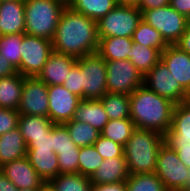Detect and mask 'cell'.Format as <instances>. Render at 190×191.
<instances>
[{
	"label": "cell",
	"instance_id": "16",
	"mask_svg": "<svg viewBox=\"0 0 190 191\" xmlns=\"http://www.w3.org/2000/svg\"><path fill=\"white\" fill-rule=\"evenodd\" d=\"M76 63L77 59L74 57L52 52L37 77L47 86L63 85Z\"/></svg>",
	"mask_w": 190,
	"mask_h": 191
},
{
	"label": "cell",
	"instance_id": "49",
	"mask_svg": "<svg viewBox=\"0 0 190 191\" xmlns=\"http://www.w3.org/2000/svg\"><path fill=\"white\" fill-rule=\"evenodd\" d=\"M117 4L119 5H130V6H136L138 0H116Z\"/></svg>",
	"mask_w": 190,
	"mask_h": 191
},
{
	"label": "cell",
	"instance_id": "35",
	"mask_svg": "<svg viewBox=\"0 0 190 191\" xmlns=\"http://www.w3.org/2000/svg\"><path fill=\"white\" fill-rule=\"evenodd\" d=\"M78 159V173L89 178L104 160L94 145L80 147Z\"/></svg>",
	"mask_w": 190,
	"mask_h": 191
},
{
	"label": "cell",
	"instance_id": "43",
	"mask_svg": "<svg viewBox=\"0 0 190 191\" xmlns=\"http://www.w3.org/2000/svg\"><path fill=\"white\" fill-rule=\"evenodd\" d=\"M170 0H138L136 7L143 13L148 9H156L169 5Z\"/></svg>",
	"mask_w": 190,
	"mask_h": 191
},
{
	"label": "cell",
	"instance_id": "36",
	"mask_svg": "<svg viewBox=\"0 0 190 191\" xmlns=\"http://www.w3.org/2000/svg\"><path fill=\"white\" fill-rule=\"evenodd\" d=\"M80 148H73V150L57 151V159L59 171L61 174L78 173V157Z\"/></svg>",
	"mask_w": 190,
	"mask_h": 191
},
{
	"label": "cell",
	"instance_id": "52",
	"mask_svg": "<svg viewBox=\"0 0 190 191\" xmlns=\"http://www.w3.org/2000/svg\"><path fill=\"white\" fill-rule=\"evenodd\" d=\"M2 172V165L0 164V173Z\"/></svg>",
	"mask_w": 190,
	"mask_h": 191
},
{
	"label": "cell",
	"instance_id": "29",
	"mask_svg": "<svg viewBox=\"0 0 190 191\" xmlns=\"http://www.w3.org/2000/svg\"><path fill=\"white\" fill-rule=\"evenodd\" d=\"M63 125L67 128L71 140L78 147L93 145L101 135L99 130L81 121L72 119L65 122Z\"/></svg>",
	"mask_w": 190,
	"mask_h": 191
},
{
	"label": "cell",
	"instance_id": "45",
	"mask_svg": "<svg viewBox=\"0 0 190 191\" xmlns=\"http://www.w3.org/2000/svg\"><path fill=\"white\" fill-rule=\"evenodd\" d=\"M91 191H126L125 181L111 184L92 185Z\"/></svg>",
	"mask_w": 190,
	"mask_h": 191
},
{
	"label": "cell",
	"instance_id": "4",
	"mask_svg": "<svg viewBox=\"0 0 190 191\" xmlns=\"http://www.w3.org/2000/svg\"><path fill=\"white\" fill-rule=\"evenodd\" d=\"M25 34L53 40L65 0H24Z\"/></svg>",
	"mask_w": 190,
	"mask_h": 191
},
{
	"label": "cell",
	"instance_id": "20",
	"mask_svg": "<svg viewBox=\"0 0 190 191\" xmlns=\"http://www.w3.org/2000/svg\"><path fill=\"white\" fill-rule=\"evenodd\" d=\"M73 120L87 123L101 132L109 118L100 99H82L78 104Z\"/></svg>",
	"mask_w": 190,
	"mask_h": 191
},
{
	"label": "cell",
	"instance_id": "25",
	"mask_svg": "<svg viewBox=\"0 0 190 191\" xmlns=\"http://www.w3.org/2000/svg\"><path fill=\"white\" fill-rule=\"evenodd\" d=\"M54 125L55 123L48 117L35 115H20L18 120V128L27 146L30 144V138L45 136V133H49Z\"/></svg>",
	"mask_w": 190,
	"mask_h": 191
},
{
	"label": "cell",
	"instance_id": "50",
	"mask_svg": "<svg viewBox=\"0 0 190 191\" xmlns=\"http://www.w3.org/2000/svg\"><path fill=\"white\" fill-rule=\"evenodd\" d=\"M39 191H55L49 183H45Z\"/></svg>",
	"mask_w": 190,
	"mask_h": 191
},
{
	"label": "cell",
	"instance_id": "18",
	"mask_svg": "<svg viewBox=\"0 0 190 191\" xmlns=\"http://www.w3.org/2000/svg\"><path fill=\"white\" fill-rule=\"evenodd\" d=\"M25 33L24 0L0 2V36Z\"/></svg>",
	"mask_w": 190,
	"mask_h": 191
},
{
	"label": "cell",
	"instance_id": "31",
	"mask_svg": "<svg viewBox=\"0 0 190 191\" xmlns=\"http://www.w3.org/2000/svg\"><path fill=\"white\" fill-rule=\"evenodd\" d=\"M48 183L55 191H91L92 188L89 177H85L80 173H60Z\"/></svg>",
	"mask_w": 190,
	"mask_h": 191
},
{
	"label": "cell",
	"instance_id": "22",
	"mask_svg": "<svg viewBox=\"0 0 190 191\" xmlns=\"http://www.w3.org/2000/svg\"><path fill=\"white\" fill-rule=\"evenodd\" d=\"M27 145L17 127L0 136V164L19 159L26 156Z\"/></svg>",
	"mask_w": 190,
	"mask_h": 191
},
{
	"label": "cell",
	"instance_id": "7",
	"mask_svg": "<svg viewBox=\"0 0 190 191\" xmlns=\"http://www.w3.org/2000/svg\"><path fill=\"white\" fill-rule=\"evenodd\" d=\"M81 99H101L106 93V61L98 53L80 58Z\"/></svg>",
	"mask_w": 190,
	"mask_h": 191
},
{
	"label": "cell",
	"instance_id": "1",
	"mask_svg": "<svg viewBox=\"0 0 190 191\" xmlns=\"http://www.w3.org/2000/svg\"><path fill=\"white\" fill-rule=\"evenodd\" d=\"M98 47L97 21L67 5L60 15L52 40L53 52L79 59L97 52Z\"/></svg>",
	"mask_w": 190,
	"mask_h": 191
},
{
	"label": "cell",
	"instance_id": "24",
	"mask_svg": "<svg viewBox=\"0 0 190 191\" xmlns=\"http://www.w3.org/2000/svg\"><path fill=\"white\" fill-rule=\"evenodd\" d=\"M25 76L15 73L0 78V108L18 109Z\"/></svg>",
	"mask_w": 190,
	"mask_h": 191
},
{
	"label": "cell",
	"instance_id": "6",
	"mask_svg": "<svg viewBox=\"0 0 190 191\" xmlns=\"http://www.w3.org/2000/svg\"><path fill=\"white\" fill-rule=\"evenodd\" d=\"M142 20V12L136 6L117 5L97 21L99 39L103 37L132 38Z\"/></svg>",
	"mask_w": 190,
	"mask_h": 191
},
{
	"label": "cell",
	"instance_id": "26",
	"mask_svg": "<svg viewBox=\"0 0 190 191\" xmlns=\"http://www.w3.org/2000/svg\"><path fill=\"white\" fill-rule=\"evenodd\" d=\"M67 5L74 11L98 21L118 4L116 0H69Z\"/></svg>",
	"mask_w": 190,
	"mask_h": 191
},
{
	"label": "cell",
	"instance_id": "19",
	"mask_svg": "<svg viewBox=\"0 0 190 191\" xmlns=\"http://www.w3.org/2000/svg\"><path fill=\"white\" fill-rule=\"evenodd\" d=\"M129 176L124 156L104 159L89 178L92 185L111 184L126 181Z\"/></svg>",
	"mask_w": 190,
	"mask_h": 191
},
{
	"label": "cell",
	"instance_id": "41",
	"mask_svg": "<svg viewBox=\"0 0 190 191\" xmlns=\"http://www.w3.org/2000/svg\"><path fill=\"white\" fill-rule=\"evenodd\" d=\"M27 149L53 150V128L49 133H45V136L30 138Z\"/></svg>",
	"mask_w": 190,
	"mask_h": 191
},
{
	"label": "cell",
	"instance_id": "3",
	"mask_svg": "<svg viewBox=\"0 0 190 191\" xmlns=\"http://www.w3.org/2000/svg\"><path fill=\"white\" fill-rule=\"evenodd\" d=\"M164 135L153 130L135 129L123 146L129 175L154 173Z\"/></svg>",
	"mask_w": 190,
	"mask_h": 191
},
{
	"label": "cell",
	"instance_id": "39",
	"mask_svg": "<svg viewBox=\"0 0 190 191\" xmlns=\"http://www.w3.org/2000/svg\"><path fill=\"white\" fill-rule=\"evenodd\" d=\"M17 109L0 108V136L18 127Z\"/></svg>",
	"mask_w": 190,
	"mask_h": 191
},
{
	"label": "cell",
	"instance_id": "32",
	"mask_svg": "<svg viewBox=\"0 0 190 191\" xmlns=\"http://www.w3.org/2000/svg\"><path fill=\"white\" fill-rule=\"evenodd\" d=\"M132 40L135 43L158 49L161 53L168 44L164 41L159 31L149 25L143 19L133 33Z\"/></svg>",
	"mask_w": 190,
	"mask_h": 191
},
{
	"label": "cell",
	"instance_id": "17",
	"mask_svg": "<svg viewBox=\"0 0 190 191\" xmlns=\"http://www.w3.org/2000/svg\"><path fill=\"white\" fill-rule=\"evenodd\" d=\"M165 144H190V99L176 104L172 125L164 134Z\"/></svg>",
	"mask_w": 190,
	"mask_h": 191
},
{
	"label": "cell",
	"instance_id": "51",
	"mask_svg": "<svg viewBox=\"0 0 190 191\" xmlns=\"http://www.w3.org/2000/svg\"><path fill=\"white\" fill-rule=\"evenodd\" d=\"M18 191H39V189H18Z\"/></svg>",
	"mask_w": 190,
	"mask_h": 191
},
{
	"label": "cell",
	"instance_id": "11",
	"mask_svg": "<svg viewBox=\"0 0 190 191\" xmlns=\"http://www.w3.org/2000/svg\"><path fill=\"white\" fill-rule=\"evenodd\" d=\"M143 84L175 105L190 99L162 60L143 77Z\"/></svg>",
	"mask_w": 190,
	"mask_h": 191
},
{
	"label": "cell",
	"instance_id": "38",
	"mask_svg": "<svg viewBox=\"0 0 190 191\" xmlns=\"http://www.w3.org/2000/svg\"><path fill=\"white\" fill-rule=\"evenodd\" d=\"M93 145L103 159L124 156L122 145L112 141L111 139H107L101 135Z\"/></svg>",
	"mask_w": 190,
	"mask_h": 191
},
{
	"label": "cell",
	"instance_id": "33",
	"mask_svg": "<svg viewBox=\"0 0 190 191\" xmlns=\"http://www.w3.org/2000/svg\"><path fill=\"white\" fill-rule=\"evenodd\" d=\"M125 183L126 191H168L155 173L129 175Z\"/></svg>",
	"mask_w": 190,
	"mask_h": 191
},
{
	"label": "cell",
	"instance_id": "44",
	"mask_svg": "<svg viewBox=\"0 0 190 191\" xmlns=\"http://www.w3.org/2000/svg\"><path fill=\"white\" fill-rule=\"evenodd\" d=\"M169 5L190 20V0H170Z\"/></svg>",
	"mask_w": 190,
	"mask_h": 191
},
{
	"label": "cell",
	"instance_id": "34",
	"mask_svg": "<svg viewBox=\"0 0 190 191\" xmlns=\"http://www.w3.org/2000/svg\"><path fill=\"white\" fill-rule=\"evenodd\" d=\"M23 34H7L0 36V55L4 56L15 69L20 66L21 43Z\"/></svg>",
	"mask_w": 190,
	"mask_h": 191
},
{
	"label": "cell",
	"instance_id": "47",
	"mask_svg": "<svg viewBox=\"0 0 190 191\" xmlns=\"http://www.w3.org/2000/svg\"><path fill=\"white\" fill-rule=\"evenodd\" d=\"M17 73V70L7 61L4 56L0 55V78L8 77Z\"/></svg>",
	"mask_w": 190,
	"mask_h": 191
},
{
	"label": "cell",
	"instance_id": "30",
	"mask_svg": "<svg viewBox=\"0 0 190 191\" xmlns=\"http://www.w3.org/2000/svg\"><path fill=\"white\" fill-rule=\"evenodd\" d=\"M135 129L134 122L130 118L109 120L100 134L124 146Z\"/></svg>",
	"mask_w": 190,
	"mask_h": 191
},
{
	"label": "cell",
	"instance_id": "37",
	"mask_svg": "<svg viewBox=\"0 0 190 191\" xmlns=\"http://www.w3.org/2000/svg\"><path fill=\"white\" fill-rule=\"evenodd\" d=\"M78 147L70 138L67 128L63 124H55L53 126V151L73 150Z\"/></svg>",
	"mask_w": 190,
	"mask_h": 191
},
{
	"label": "cell",
	"instance_id": "23",
	"mask_svg": "<svg viewBox=\"0 0 190 191\" xmlns=\"http://www.w3.org/2000/svg\"><path fill=\"white\" fill-rule=\"evenodd\" d=\"M132 38L103 37L99 39L98 53L105 61L129 60Z\"/></svg>",
	"mask_w": 190,
	"mask_h": 191
},
{
	"label": "cell",
	"instance_id": "27",
	"mask_svg": "<svg viewBox=\"0 0 190 191\" xmlns=\"http://www.w3.org/2000/svg\"><path fill=\"white\" fill-rule=\"evenodd\" d=\"M129 60L144 77L161 60V52L133 42Z\"/></svg>",
	"mask_w": 190,
	"mask_h": 191
},
{
	"label": "cell",
	"instance_id": "13",
	"mask_svg": "<svg viewBox=\"0 0 190 191\" xmlns=\"http://www.w3.org/2000/svg\"><path fill=\"white\" fill-rule=\"evenodd\" d=\"M48 118L55 124H64L73 119L79 102L82 100L63 85L48 86Z\"/></svg>",
	"mask_w": 190,
	"mask_h": 191
},
{
	"label": "cell",
	"instance_id": "48",
	"mask_svg": "<svg viewBox=\"0 0 190 191\" xmlns=\"http://www.w3.org/2000/svg\"><path fill=\"white\" fill-rule=\"evenodd\" d=\"M0 191H18L17 187L1 172Z\"/></svg>",
	"mask_w": 190,
	"mask_h": 191
},
{
	"label": "cell",
	"instance_id": "12",
	"mask_svg": "<svg viewBox=\"0 0 190 191\" xmlns=\"http://www.w3.org/2000/svg\"><path fill=\"white\" fill-rule=\"evenodd\" d=\"M17 110L20 115L48 117V86L38 77H25Z\"/></svg>",
	"mask_w": 190,
	"mask_h": 191
},
{
	"label": "cell",
	"instance_id": "42",
	"mask_svg": "<svg viewBox=\"0 0 190 191\" xmlns=\"http://www.w3.org/2000/svg\"><path fill=\"white\" fill-rule=\"evenodd\" d=\"M175 150L180 161L190 169V144H166Z\"/></svg>",
	"mask_w": 190,
	"mask_h": 191
},
{
	"label": "cell",
	"instance_id": "9",
	"mask_svg": "<svg viewBox=\"0 0 190 191\" xmlns=\"http://www.w3.org/2000/svg\"><path fill=\"white\" fill-rule=\"evenodd\" d=\"M52 52L51 40L23 33L17 72L25 77H37Z\"/></svg>",
	"mask_w": 190,
	"mask_h": 191
},
{
	"label": "cell",
	"instance_id": "46",
	"mask_svg": "<svg viewBox=\"0 0 190 191\" xmlns=\"http://www.w3.org/2000/svg\"><path fill=\"white\" fill-rule=\"evenodd\" d=\"M175 45L190 55V22L186 31L182 34L180 40Z\"/></svg>",
	"mask_w": 190,
	"mask_h": 191
},
{
	"label": "cell",
	"instance_id": "28",
	"mask_svg": "<svg viewBox=\"0 0 190 191\" xmlns=\"http://www.w3.org/2000/svg\"><path fill=\"white\" fill-rule=\"evenodd\" d=\"M109 120L130 118V96L107 92L101 99Z\"/></svg>",
	"mask_w": 190,
	"mask_h": 191
},
{
	"label": "cell",
	"instance_id": "15",
	"mask_svg": "<svg viewBox=\"0 0 190 191\" xmlns=\"http://www.w3.org/2000/svg\"><path fill=\"white\" fill-rule=\"evenodd\" d=\"M161 60L180 86L190 95V55L176 45H168L161 53Z\"/></svg>",
	"mask_w": 190,
	"mask_h": 191
},
{
	"label": "cell",
	"instance_id": "14",
	"mask_svg": "<svg viewBox=\"0 0 190 191\" xmlns=\"http://www.w3.org/2000/svg\"><path fill=\"white\" fill-rule=\"evenodd\" d=\"M2 173L17 189H40L46 183L26 156L5 163L2 166Z\"/></svg>",
	"mask_w": 190,
	"mask_h": 191
},
{
	"label": "cell",
	"instance_id": "5",
	"mask_svg": "<svg viewBox=\"0 0 190 191\" xmlns=\"http://www.w3.org/2000/svg\"><path fill=\"white\" fill-rule=\"evenodd\" d=\"M154 173L168 191H187L190 188V169L165 143L159 149Z\"/></svg>",
	"mask_w": 190,
	"mask_h": 191
},
{
	"label": "cell",
	"instance_id": "21",
	"mask_svg": "<svg viewBox=\"0 0 190 191\" xmlns=\"http://www.w3.org/2000/svg\"><path fill=\"white\" fill-rule=\"evenodd\" d=\"M26 157L46 183L60 174L57 155L53 150L27 149Z\"/></svg>",
	"mask_w": 190,
	"mask_h": 191
},
{
	"label": "cell",
	"instance_id": "8",
	"mask_svg": "<svg viewBox=\"0 0 190 191\" xmlns=\"http://www.w3.org/2000/svg\"><path fill=\"white\" fill-rule=\"evenodd\" d=\"M142 19L159 31L168 45H175L180 40L190 22L186 16L178 13L170 5L145 10Z\"/></svg>",
	"mask_w": 190,
	"mask_h": 191
},
{
	"label": "cell",
	"instance_id": "40",
	"mask_svg": "<svg viewBox=\"0 0 190 191\" xmlns=\"http://www.w3.org/2000/svg\"><path fill=\"white\" fill-rule=\"evenodd\" d=\"M63 87L81 98L80 58L77 59V63L71 68L70 73L63 83Z\"/></svg>",
	"mask_w": 190,
	"mask_h": 191
},
{
	"label": "cell",
	"instance_id": "10",
	"mask_svg": "<svg viewBox=\"0 0 190 191\" xmlns=\"http://www.w3.org/2000/svg\"><path fill=\"white\" fill-rule=\"evenodd\" d=\"M106 89L109 93L130 95L143 85V76L130 60L106 61Z\"/></svg>",
	"mask_w": 190,
	"mask_h": 191
},
{
	"label": "cell",
	"instance_id": "2",
	"mask_svg": "<svg viewBox=\"0 0 190 191\" xmlns=\"http://www.w3.org/2000/svg\"><path fill=\"white\" fill-rule=\"evenodd\" d=\"M130 119L137 129L165 134L172 125L175 104L159 96L144 84L130 95Z\"/></svg>",
	"mask_w": 190,
	"mask_h": 191
}]
</instances>
